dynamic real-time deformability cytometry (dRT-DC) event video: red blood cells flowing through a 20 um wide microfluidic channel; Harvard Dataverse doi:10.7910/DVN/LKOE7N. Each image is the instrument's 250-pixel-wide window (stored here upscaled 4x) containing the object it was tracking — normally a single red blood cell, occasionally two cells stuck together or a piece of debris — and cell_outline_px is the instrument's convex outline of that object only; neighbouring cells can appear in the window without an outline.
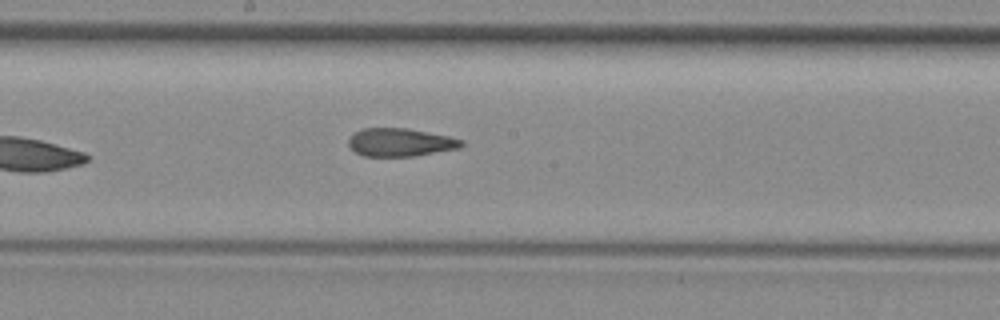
{"species": "common noctule bat (a hibernating species)", "species_latin": "Nyctalus noctula", "temperature_condition": "room temperature", "stored_images_in_passage": 8, "camera_frame_rate_fps": 3000, "um_per_image_px": 0.085, "animal": {"sex": "female", "body_mass_g": 29.2, "forearm_length_mm": 56.3}, "frame": {"image": 1, "passage_image": 8, "time_ms": 8.333, "image_size_px": [1000, 320], "cell_outline_px": [[464, 144], [460, 148], [412, 156], [364, 156], [356, 152], [348, 144], [348, 136], [352, 132], [364, 128], [408, 128], [448, 136], [464, 140]], "centroid_in_image_um": [34.0, 12.09], "position_along_channel_um": 214.2, "area_um2": 18.55}}